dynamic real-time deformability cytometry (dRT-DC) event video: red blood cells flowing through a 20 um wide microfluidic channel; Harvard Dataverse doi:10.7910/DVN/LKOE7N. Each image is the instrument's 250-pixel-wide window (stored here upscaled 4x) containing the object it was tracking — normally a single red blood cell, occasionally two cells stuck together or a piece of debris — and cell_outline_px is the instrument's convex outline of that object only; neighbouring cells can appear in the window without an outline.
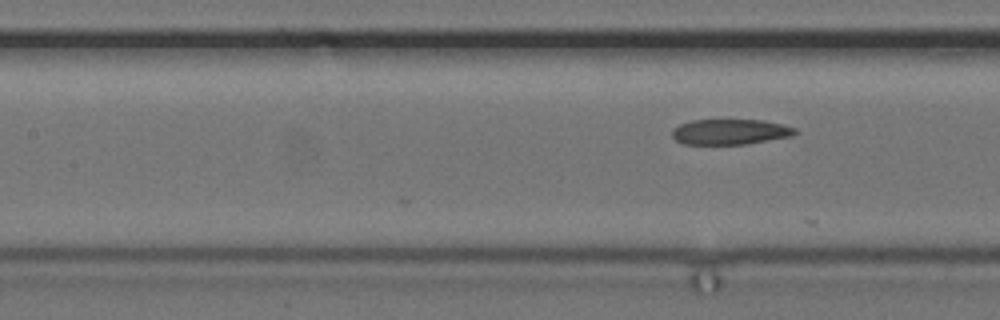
{"species": "common noctule bat (a hibernating species)", "species_latin": "Nyctalus noctula", "temperature_condition": "cold", "stored_images_in_passage": 9, "camera_frame_rate_fps": 3000, "um_per_image_px": 0.085, "animal": {"sex": "female", "body_mass_g": 24.6, "forearm_length_mm": 56.2}, "frame": {"image": 1, "passage_image": 9, "time_ms": 2.667, "image_size_px": [1000, 320], "cell_outline_px": [[796, 132], [792, 136], [748, 144], [680, 144], [672, 136], [672, 128], [680, 124], [692, 120], [760, 120], [780, 124], [796, 128]], "centroid_in_image_um": [62.02, 11.21], "position_along_channel_um": 145.4, "area_um2": 18.21}}